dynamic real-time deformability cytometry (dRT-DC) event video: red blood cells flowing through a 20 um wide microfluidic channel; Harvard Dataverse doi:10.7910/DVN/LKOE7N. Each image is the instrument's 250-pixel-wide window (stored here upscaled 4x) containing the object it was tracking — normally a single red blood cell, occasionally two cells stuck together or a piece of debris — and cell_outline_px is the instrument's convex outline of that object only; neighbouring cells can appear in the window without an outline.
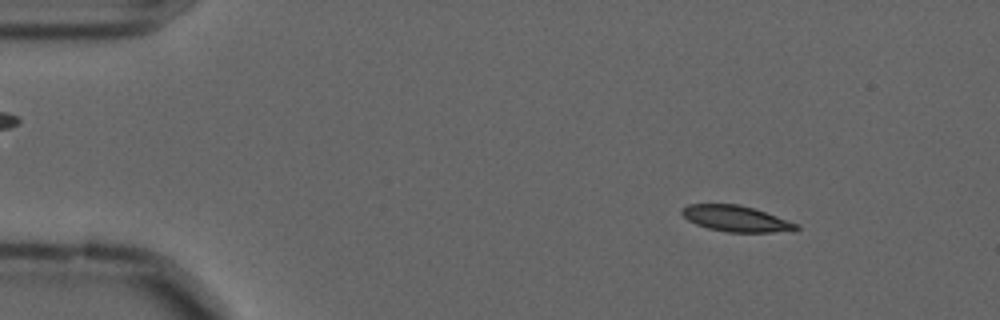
{"species": "common noctule bat (a hibernating species)", "species_latin": "Nyctalus noctula", "temperature_condition": "cold", "stored_images_in_passage": 51, "camera_frame_rate_fps": 3000, "um_per_image_px": 0.085, "animal": {"sex": "male", "forearm_length_mm": 52.5}, "frame": {"image": 1, "passage_image": 2, "time_ms": 0.333, "image_size_px": [1000, 320], "cell_outline_px": [[800, 228], [792, 232], [728, 232], [708, 228], [696, 224], [688, 220], [680, 212], [688, 204], [736, 204], [752, 208], [800, 224]], "centroid_in_image_um": [62.61, 18.6], "position_along_channel_um": 22.4, "area_um2": 17.22}}
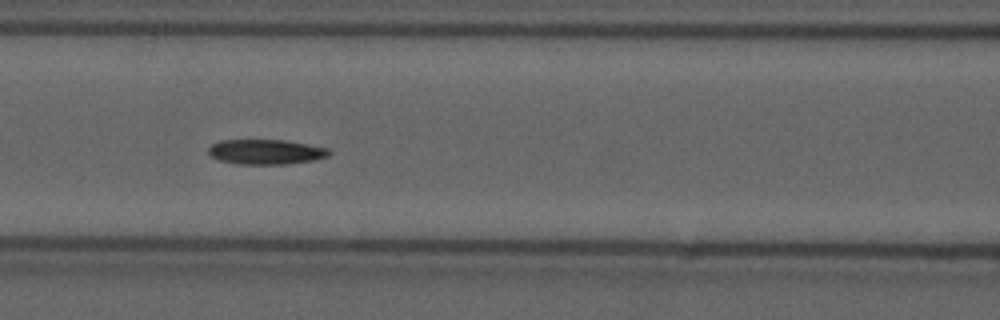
{"frame": {"image": 2, "passage_image": 19, "time_ms": 6.0, "image_size_px": [1000, 320], "cell_outline_px": [[332, 152], [328, 156], [316, 160], [284, 164], [236, 164], [220, 160], [212, 156], [208, 152], [208, 148], [212, 144], [220, 140], [284, 140], [308, 144], [328, 148]], "centroid_in_image_um": [22.62, 12.91], "position_along_channel_um": 144.0, "area_um2": 17.57}}
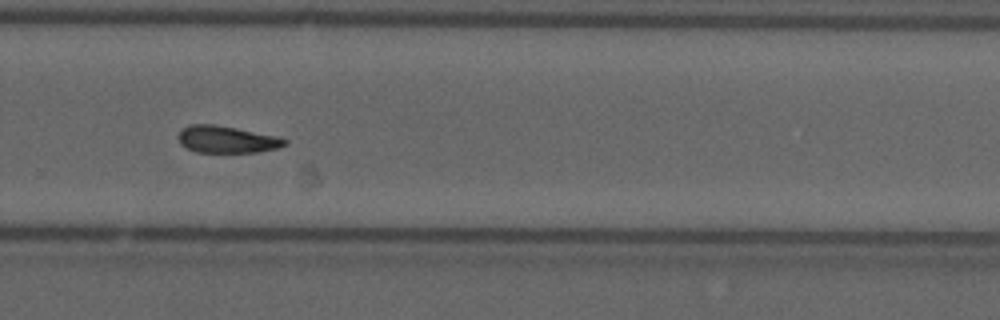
{"frame": {"image": 3, "passage_image": 33, "time_ms": 10.667, "image_size_px": [1000, 320], "cell_outline_px": [[288, 144], [280, 148], [260, 152], [196, 152], [180, 144], [176, 136], [188, 124], [216, 124], [276, 136], [288, 140]], "centroid_in_image_um": [19.29, 11.85], "position_along_channel_um": 310.5, "area_um2": 16.88}}